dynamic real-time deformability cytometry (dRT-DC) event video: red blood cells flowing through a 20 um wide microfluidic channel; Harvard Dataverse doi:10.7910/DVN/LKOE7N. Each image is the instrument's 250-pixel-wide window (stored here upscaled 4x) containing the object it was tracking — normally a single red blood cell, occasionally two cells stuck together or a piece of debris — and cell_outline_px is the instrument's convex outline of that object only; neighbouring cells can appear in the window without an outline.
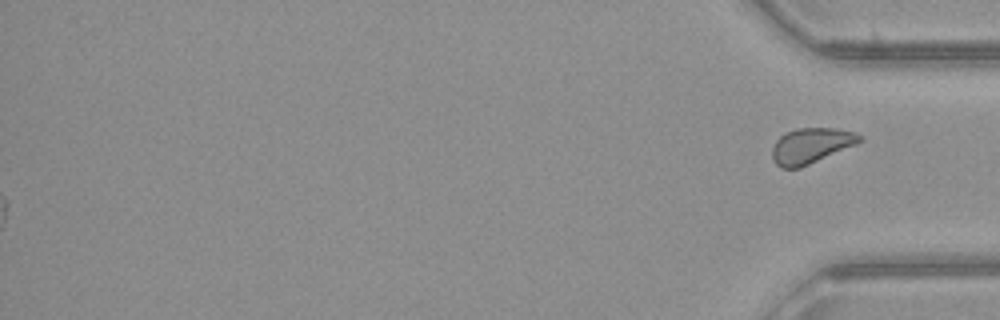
{"species": "common noctule bat (a hibernating species)", "species_latin": "Nyctalus noctula", "temperature_condition": "warm", "stored_images_in_passage": 50, "camera_frame_rate_fps": 3000, "um_per_image_px": 0.085, "animal": {"sex": "female", "body_mass_g": 21.9}, "frame": {"image": 1, "passage_image": 50, "time_ms": 16.333, "image_size_px": [1000, 320], "cell_outline_px": [[864, 140], [856, 144], [800, 168], [780, 168], [776, 164], [772, 156], [772, 148], [776, 140], [780, 136], [796, 128], [836, 128], [856, 132], [864, 136]], "centroid_in_image_um": [68.96, 12.37], "position_along_channel_um": 366.2, "area_um2": 18.09}}